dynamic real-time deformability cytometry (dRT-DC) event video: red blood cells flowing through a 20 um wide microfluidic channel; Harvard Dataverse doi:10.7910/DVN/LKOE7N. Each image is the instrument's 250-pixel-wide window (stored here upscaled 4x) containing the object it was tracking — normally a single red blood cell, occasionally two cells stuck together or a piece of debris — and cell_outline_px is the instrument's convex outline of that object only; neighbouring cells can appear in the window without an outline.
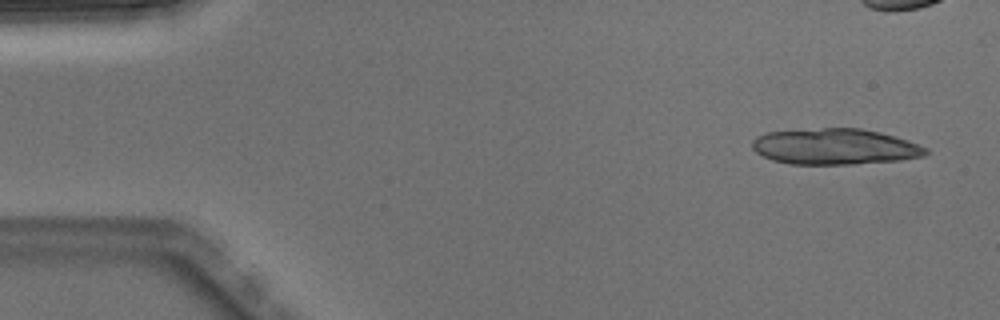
{"species": "Egyptian fruit bat (a non-hibernating species)", "species_latin": "Rousettus aegyptiacus", "temperature_condition": "warm", "stored_images_in_passage": 7, "camera_frame_rate_fps": 3000, "um_per_image_px": 0.085, "animal": {"sex": "male"}, "frame": {"image": 1, "passage_image": 1, "time_ms": 0.0, "image_size_px": [1000, 320], "cell_outline_px": [[928, 152], [924, 156], [900, 160], [852, 164], [792, 164], [772, 160], [756, 152], [752, 148], [752, 140], [756, 136], [768, 132], [824, 128], [860, 128], [880, 132], [908, 140], [928, 148]], "centroid_in_image_um": [70.97, 12.46], "position_along_channel_um": 14.0, "area_um2": 36.3}}